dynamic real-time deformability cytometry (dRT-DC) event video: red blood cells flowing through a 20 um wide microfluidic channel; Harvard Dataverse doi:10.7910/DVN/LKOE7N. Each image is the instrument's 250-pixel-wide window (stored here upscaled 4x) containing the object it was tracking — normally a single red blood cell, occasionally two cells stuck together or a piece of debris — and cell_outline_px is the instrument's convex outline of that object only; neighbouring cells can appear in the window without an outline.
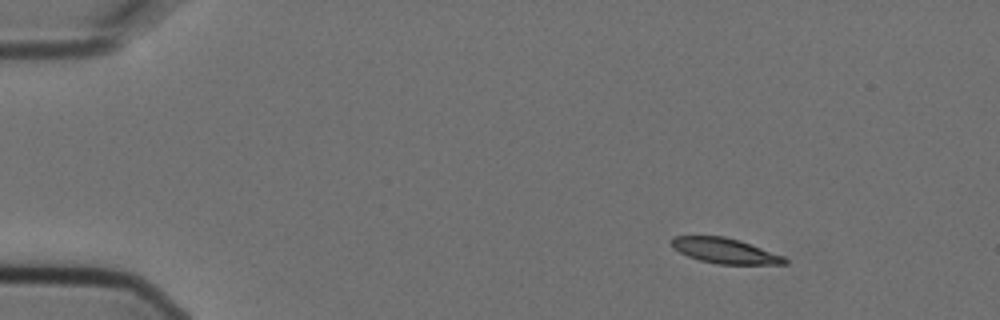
{"species": "Egyptian fruit bat (a non-hibernating species)", "species_latin": "Rousettus aegyptiacus", "temperature_condition": "cold", "stored_images_in_passage": 4, "camera_frame_rate_fps": 3000, "um_per_image_px": 0.085, "animal": {"sex": "female"}, "frame": {"image": 1, "passage_image": 1, "time_ms": 0.0, "image_size_px": [1000, 320], "cell_outline_px": [[788, 264], [716, 264], [700, 260], [688, 256], [672, 248], [668, 240], [672, 236], [724, 236], [740, 240], [784, 256], [788, 260]], "centroid_in_image_um": [61.58, 21.31], "position_along_channel_um": 23.4, "area_um2": 16.82}}
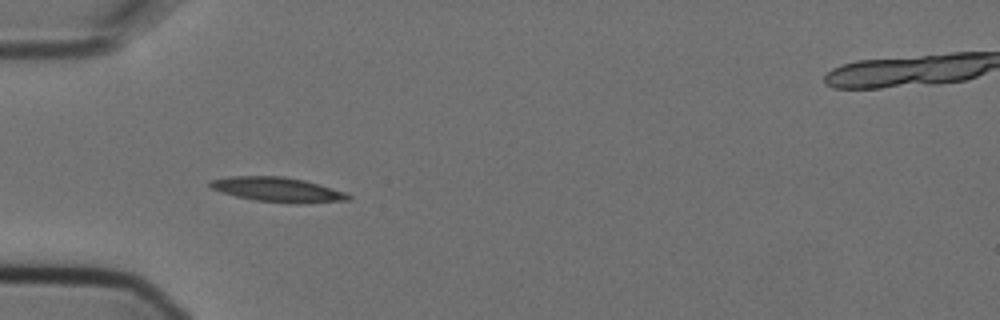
{"frame": {"image": 2, "passage_image": 3, "time_ms": 0.667, "image_size_px": [1000, 320], "cell_outline_px": [[352, 196], [348, 200], [304, 204], [288, 204], [256, 200], [236, 196], [220, 192], [212, 188], [208, 184], [208, 180], [228, 176], [284, 176], [304, 180], [348, 192]], "centroid_in_image_um": [23.62, 16.12], "position_along_channel_um": 61.4, "area_um2": 20.23}}
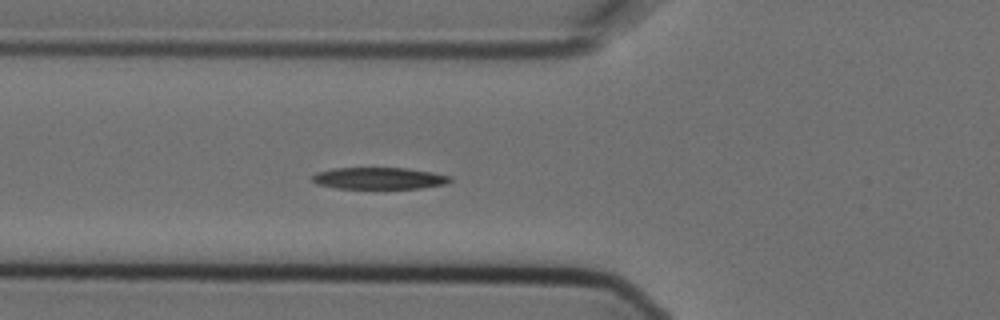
{"frame": {"image": 3, "passage_image": 4, "time_ms": 1.0, "image_size_px": [1000, 320], "cell_outline_px": [[452, 180], [444, 184], [420, 188], [336, 188], [316, 184], [312, 180], [312, 176], [316, 172], [332, 168], [408, 168], [432, 172], [452, 176]], "centroid_in_image_um": [32.2, 15.15], "position_along_channel_um": 93.6, "area_um2": 17.46}}